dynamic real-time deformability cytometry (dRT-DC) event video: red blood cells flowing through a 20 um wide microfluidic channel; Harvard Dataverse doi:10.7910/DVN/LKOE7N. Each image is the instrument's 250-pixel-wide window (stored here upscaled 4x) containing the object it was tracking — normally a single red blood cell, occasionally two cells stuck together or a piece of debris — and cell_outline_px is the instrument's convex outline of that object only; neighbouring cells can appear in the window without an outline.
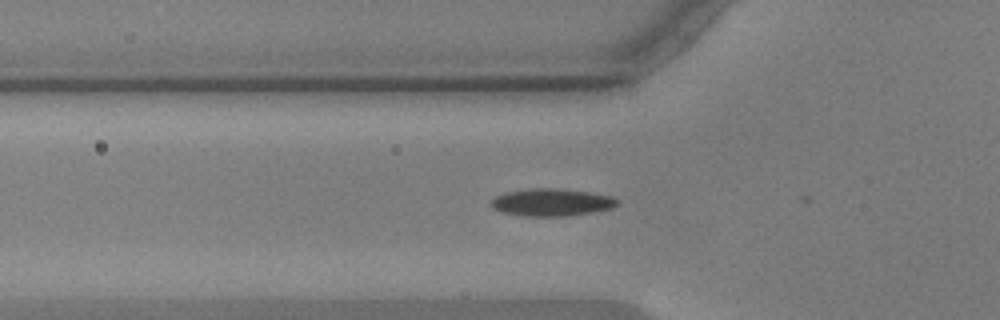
{"species": "common noctule bat (a hibernating species)", "species_latin": "Nyctalus noctula", "temperature_condition": "warm", "stored_images_in_passage": 27, "camera_frame_rate_fps": 3000, "um_per_image_px": 0.085, "animal": {"sex": "male", "body_mass_g": 17.9, "forearm_length_mm": 54.2}, "frame": {"image": 1, "passage_image": 2, "time_ms": 0.333, "image_size_px": [1000, 320], "cell_outline_px": [[620, 204], [612, 208], [592, 212], [568, 216], [520, 216], [500, 212], [492, 208], [492, 200], [496, 196], [504, 192], [528, 188], [560, 188], [592, 192], [612, 196], [620, 200]], "centroid_in_image_um": [46.91, 17.19], "position_along_channel_um": 78.9, "area_um2": 20.58}}
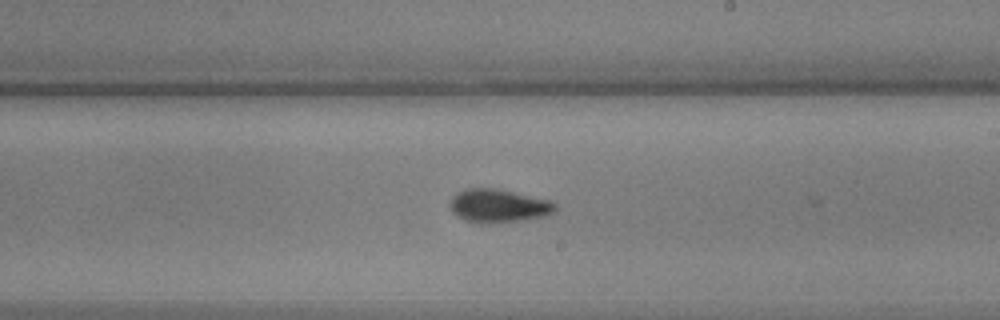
{"frame": {"image": 2, "passage_image": 16, "time_ms": 5.0, "image_size_px": [1000, 320], "cell_outline_px": [[556, 208], [552, 212], [540, 216], [520, 220], [488, 224], [484, 224], [464, 220], [452, 212], [452, 196], [456, 192], [468, 188], [496, 188], [548, 200], [556, 204]], "centroid_in_image_um": [42.32, 17.49], "position_along_channel_um": 246.7, "area_um2": 20.06}}
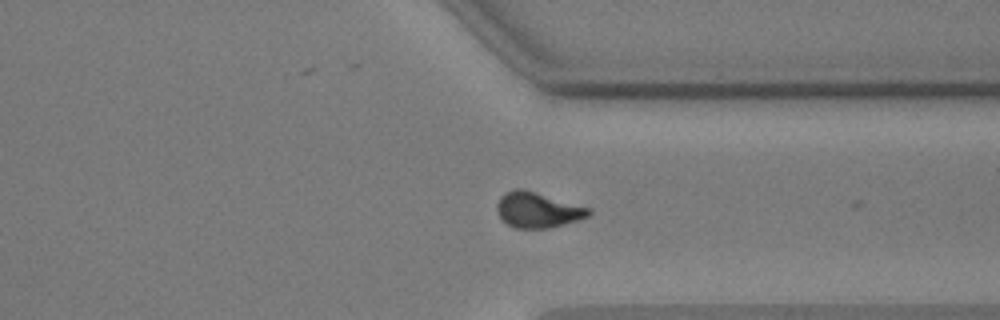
{"frame": {"image": 3, "passage_image": 26, "time_ms": 8.333, "image_size_px": [1000, 320], "cell_outline_px": [[592, 212], [588, 216], [576, 220], [548, 228], [512, 228], [500, 216], [496, 208], [496, 204], [500, 196], [504, 192], [516, 188], [524, 188], [588, 208]], "centroid_in_image_um": [45.64, 17.83], "position_along_channel_um": 365.8, "area_um2": 18.73}}